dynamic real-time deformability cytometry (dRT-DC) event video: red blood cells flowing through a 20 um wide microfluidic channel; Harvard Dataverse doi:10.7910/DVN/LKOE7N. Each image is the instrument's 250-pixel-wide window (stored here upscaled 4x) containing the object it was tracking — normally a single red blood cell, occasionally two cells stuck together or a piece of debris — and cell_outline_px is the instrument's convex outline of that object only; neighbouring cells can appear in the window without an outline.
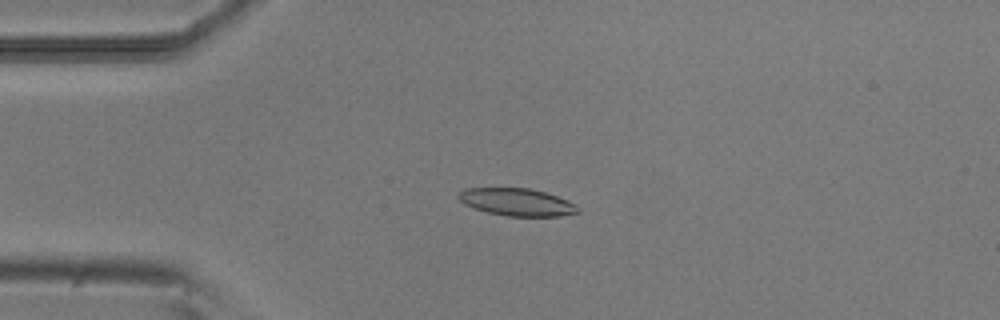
{"species": "common noctule bat (a hibernating species)", "species_latin": "Nyctalus noctula", "temperature_condition": "room temperature", "stored_images_in_passage": 53, "camera_frame_rate_fps": 3000, "um_per_image_px": 0.085, "animal": {"sex": "male", "body_mass_g": 20.5, "forearm_length_mm": 52.5}, "frame": {"image": 1, "passage_image": 13, "time_ms": 4.0, "image_size_px": [1000, 320], "cell_outline_px": [[580, 212], [560, 216], [508, 216], [488, 212], [464, 204], [456, 196], [464, 188], [528, 188], [544, 192], [568, 200], [576, 204], [580, 208]], "centroid_in_image_um": [43.96, 17.17], "position_along_channel_um": 41.0, "area_um2": 19.02}}
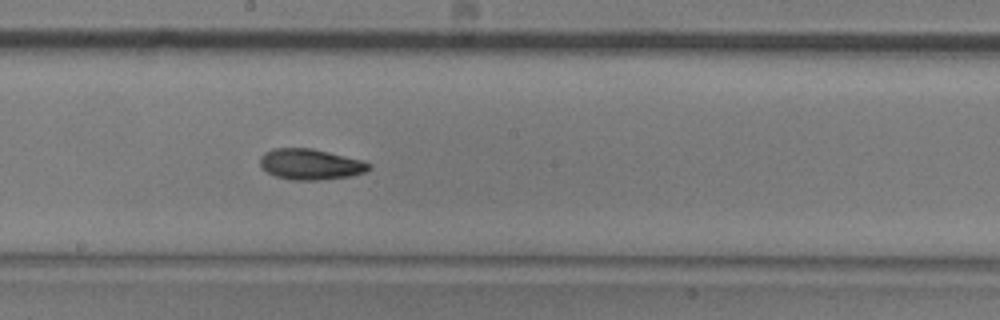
{"frame": {"image": 2, "passage_image": 29, "time_ms": 9.333, "image_size_px": [1000, 320], "cell_outline_px": [[372, 168], [364, 172], [348, 176], [320, 180], [292, 180], [276, 176], [268, 172], [260, 164], [260, 156], [264, 152], [272, 148], [312, 148], [364, 160], [372, 164]], "centroid_in_image_um": [26.41, 13.95], "position_along_channel_um": 221.8, "area_um2": 19.59}}
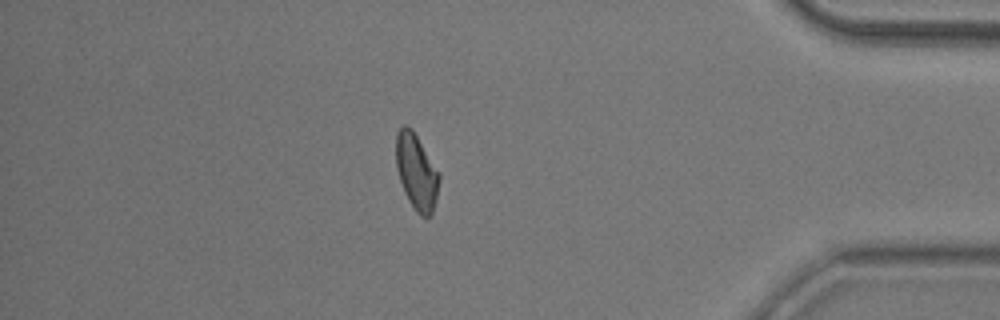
{"frame": {"image": 3, "passage_image": 46, "time_ms": 15.0, "image_size_px": [1000, 320], "cell_outline_px": [[440, 180], [436, 200], [432, 216], [420, 216], [416, 212], [408, 200], [404, 192], [396, 168], [396, 132], [404, 124], [408, 124], [412, 128], [440, 172]], "centroid_in_image_um": [35.41, 14.59], "position_along_channel_um": 399.8, "area_um2": 19.42}, "authors_computed_cell_mechanics": {"area_um2": 19.1896, "velocity_mm_per_s": 3.8145, "shape_relaxation_time_tau1_ms": 4.1869, "shape_relaxation_time_tau2_ms": 3.7095, "deformation_change_tau1": 0.1454, "deformation_change_tau2": 0.0975}}